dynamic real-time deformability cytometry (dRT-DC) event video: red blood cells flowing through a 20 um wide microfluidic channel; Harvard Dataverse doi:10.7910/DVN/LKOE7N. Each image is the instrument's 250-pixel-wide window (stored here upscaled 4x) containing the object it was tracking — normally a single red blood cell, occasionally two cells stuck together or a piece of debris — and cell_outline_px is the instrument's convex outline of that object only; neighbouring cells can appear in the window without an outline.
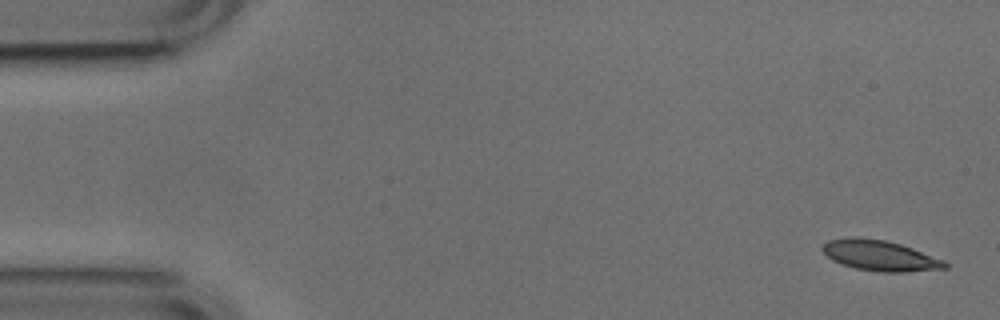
{"species": "common noctule bat (a hibernating species)", "species_latin": "Nyctalus noctula", "temperature_condition": "cold", "stored_images_in_passage": 14, "camera_frame_rate_fps": 3000, "um_per_image_px": 0.085, "animal": {"sex": "male", "body_mass_g": 17.9, "forearm_length_mm": 54.2}, "frame": {"image": 1, "passage_image": 1, "time_ms": 0.0, "image_size_px": [1000, 320], "cell_outline_px": [[948, 268], [904, 272], [880, 272], [856, 268], [832, 260], [820, 248], [828, 240], [852, 236], [884, 240], [900, 244], [912, 248], [944, 260], [948, 264]], "centroid_in_image_um": [74.8, 21.72], "position_along_channel_um": 10.2, "area_um2": 21.62}}
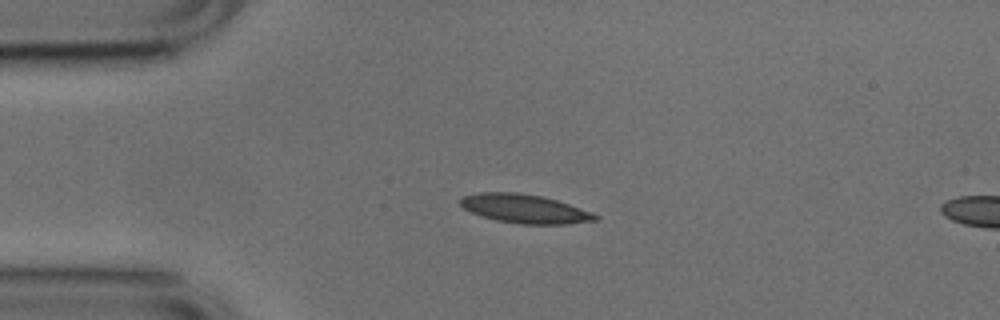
{"frame": {"image": 2, "passage_image": 11, "time_ms": 3.333, "image_size_px": [1000, 320], "cell_outline_px": [[600, 220], [568, 224], [520, 224], [496, 220], [472, 212], [464, 208], [460, 204], [460, 200], [464, 196], [480, 192], [516, 192], [540, 196], [556, 200], [592, 212], [600, 216]], "centroid_in_image_um": [44.64, 17.75], "position_along_channel_um": 40.4, "area_um2": 22.48}}